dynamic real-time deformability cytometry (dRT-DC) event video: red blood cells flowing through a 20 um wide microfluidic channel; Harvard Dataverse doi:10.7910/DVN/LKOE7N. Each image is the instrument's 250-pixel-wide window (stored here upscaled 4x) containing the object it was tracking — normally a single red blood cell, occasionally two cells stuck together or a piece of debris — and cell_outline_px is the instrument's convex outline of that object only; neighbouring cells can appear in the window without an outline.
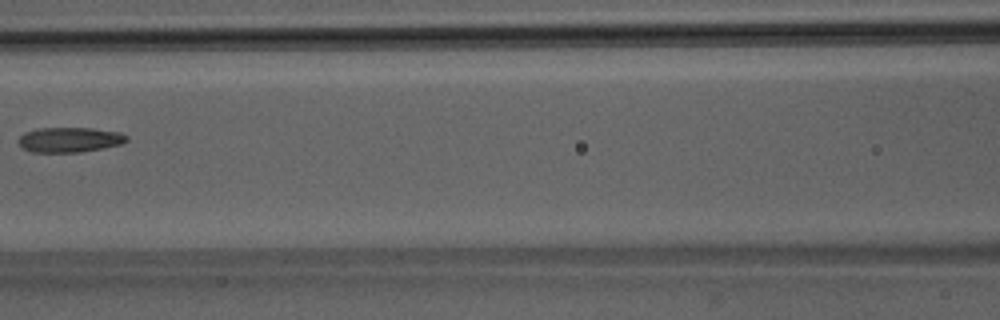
{"species": "Egyptian fruit bat (a non-hibernating species)", "species_latin": "Rousettus aegyptiacus", "temperature_condition": "room temperature", "stored_images_in_passage": 4, "camera_frame_rate_fps": 3000, "um_per_image_px": 0.085, "animal": {"sex": "male"}, "frame": {"image": 1, "passage_image": 3, "time_ms": 2.333, "image_size_px": [1000, 320], "cell_outline_px": [[128, 140], [120, 144], [80, 152], [32, 152], [24, 148], [16, 140], [24, 132], [36, 128], [92, 128], [120, 132], [128, 136]], "centroid_in_image_um": [5.89, 11.86], "position_along_channel_um": 160.7, "area_um2": 15.72}}